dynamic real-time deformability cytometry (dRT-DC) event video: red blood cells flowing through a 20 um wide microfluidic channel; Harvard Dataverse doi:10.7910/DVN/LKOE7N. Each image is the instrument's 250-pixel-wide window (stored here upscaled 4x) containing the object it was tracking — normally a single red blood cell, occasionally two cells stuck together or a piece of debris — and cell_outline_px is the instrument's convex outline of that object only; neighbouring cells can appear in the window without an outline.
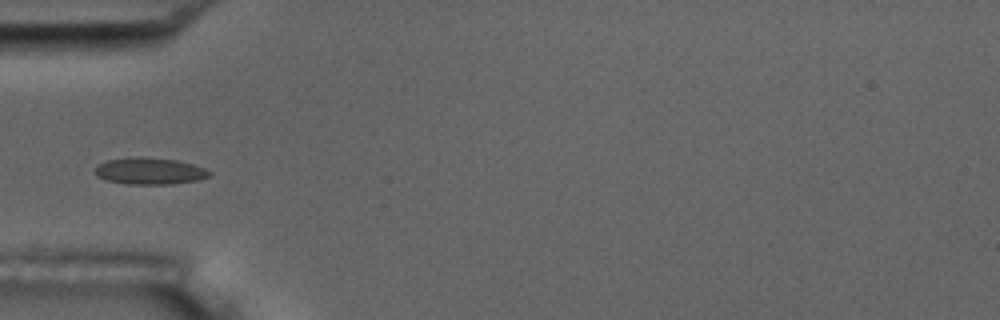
{"species": "common noctule bat (a hibernating species)", "species_latin": "Nyctalus noctula", "temperature_condition": "room temperature", "stored_images_in_passage": 10, "camera_frame_rate_fps": 3000, "um_per_image_px": 0.085, "animal": {"sex": "male", "body_mass_g": 17.5, "forearm_length_mm": 52.3}, "frame": {"image": 1, "passage_image": 4, "time_ms": 3.333, "image_size_px": [1000, 320], "cell_outline_px": [[212, 172], [208, 176], [200, 180], [172, 184], [128, 184], [108, 180], [96, 176], [92, 168], [96, 164], [108, 160], [136, 156], [140, 156], [176, 160], [192, 164], [204, 168]], "centroid_in_image_um": [12.68, 14.53], "position_along_channel_um": 72.3, "area_um2": 17.98}}
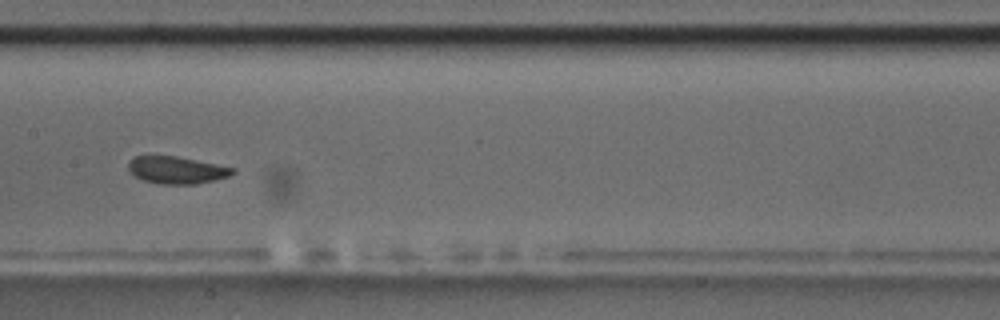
{"frame": {"image": 2, "passage_image": 7, "time_ms": 6.667, "image_size_px": [1000, 320], "cell_outline_px": [[236, 172], [228, 176], [196, 184], [160, 184], [144, 180], [136, 176], [128, 168], [128, 160], [136, 156], [176, 156], [236, 168]], "centroid_in_image_um": [15.02, 14.45], "position_along_channel_um": 192.4, "area_um2": 16.36}}